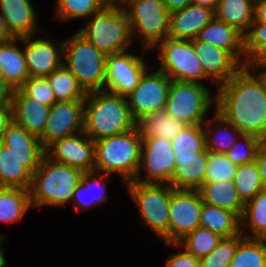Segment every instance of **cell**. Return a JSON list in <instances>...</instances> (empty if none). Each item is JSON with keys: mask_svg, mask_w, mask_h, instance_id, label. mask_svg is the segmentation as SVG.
Wrapping results in <instances>:
<instances>
[{"mask_svg": "<svg viewBox=\"0 0 266 267\" xmlns=\"http://www.w3.org/2000/svg\"><path fill=\"white\" fill-rule=\"evenodd\" d=\"M217 88L215 110L242 134L266 142V92L250 68L242 66Z\"/></svg>", "mask_w": 266, "mask_h": 267, "instance_id": "1", "label": "cell"}, {"mask_svg": "<svg viewBox=\"0 0 266 267\" xmlns=\"http://www.w3.org/2000/svg\"><path fill=\"white\" fill-rule=\"evenodd\" d=\"M126 97L105 90L88 92L84 100V133L93 141L134 129Z\"/></svg>", "mask_w": 266, "mask_h": 267, "instance_id": "2", "label": "cell"}, {"mask_svg": "<svg viewBox=\"0 0 266 267\" xmlns=\"http://www.w3.org/2000/svg\"><path fill=\"white\" fill-rule=\"evenodd\" d=\"M83 173L80 169L56 162L45 154L40 166L32 174L29 189L31 206L37 208L67 204L72 200Z\"/></svg>", "mask_w": 266, "mask_h": 267, "instance_id": "3", "label": "cell"}, {"mask_svg": "<svg viewBox=\"0 0 266 267\" xmlns=\"http://www.w3.org/2000/svg\"><path fill=\"white\" fill-rule=\"evenodd\" d=\"M92 16L77 33L105 55L127 51L133 35L122 5L107 3Z\"/></svg>", "mask_w": 266, "mask_h": 267, "instance_id": "4", "label": "cell"}, {"mask_svg": "<svg viewBox=\"0 0 266 267\" xmlns=\"http://www.w3.org/2000/svg\"><path fill=\"white\" fill-rule=\"evenodd\" d=\"M95 172L121 175L124 183L134 181L140 164L142 135L138 126L111 137L94 141Z\"/></svg>", "mask_w": 266, "mask_h": 267, "instance_id": "5", "label": "cell"}, {"mask_svg": "<svg viewBox=\"0 0 266 267\" xmlns=\"http://www.w3.org/2000/svg\"><path fill=\"white\" fill-rule=\"evenodd\" d=\"M63 60L87 93L104 90L106 55L77 32L63 41Z\"/></svg>", "mask_w": 266, "mask_h": 267, "instance_id": "6", "label": "cell"}, {"mask_svg": "<svg viewBox=\"0 0 266 267\" xmlns=\"http://www.w3.org/2000/svg\"><path fill=\"white\" fill-rule=\"evenodd\" d=\"M131 198L140 210L141 219L154 233L168 243L169 202L175 190L170 184L125 183Z\"/></svg>", "mask_w": 266, "mask_h": 267, "instance_id": "7", "label": "cell"}, {"mask_svg": "<svg viewBox=\"0 0 266 267\" xmlns=\"http://www.w3.org/2000/svg\"><path fill=\"white\" fill-rule=\"evenodd\" d=\"M121 5L128 15L133 37L140 33L144 49L152 50L168 37L170 12L163 0H125Z\"/></svg>", "mask_w": 266, "mask_h": 267, "instance_id": "8", "label": "cell"}, {"mask_svg": "<svg viewBox=\"0 0 266 267\" xmlns=\"http://www.w3.org/2000/svg\"><path fill=\"white\" fill-rule=\"evenodd\" d=\"M211 94L202 83L171 80L165 110L184 125H202L215 102Z\"/></svg>", "mask_w": 266, "mask_h": 267, "instance_id": "9", "label": "cell"}, {"mask_svg": "<svg viewBox=\"0 0 266 267\" xmlns=\"http://www.w3.org/2000/svg\"><path fill=\"white\" fill-rule=\"evenodd\" d=\"M156 46L161 61L158 69L171 80L200 83V80L209 78L195 53L192 40L167 37Z\"/></svg>", "mask_w": 266, "mask_h": 267, "instance_id": "10", "label": "cell"}, {"mask_svg": "<svg viewBox=\"0 0 266 267\" xmlns=\"http://www.w3.org/2000/svg\"><path fill=\"white\" fill-rule=\"evenodd\" d=\"M175 163V155L170 140L158 137H142L140 164L134 181L170 184ZM142 168L146 170V179L141 177Z\"/></svg>", "mask_w": 266, "mask_h": 267, "instance_id": "11", "label": "cell"}, {"mask_svg": "<svg viewBox=\"0 0 266 267\" xmlns=\"http://www.w3.org/2000/svg\"><path fill=\"white\" fill-rule=\"evenodd\" d=\"M171 78L159 69L142 75L139 84L126 96L130 113L138 122L149 113L165 109Z\"/></svg>", "mask_w": 266, "mask_h": 267, "instance_id": "12", "label": "cell"}, {"mask_svg": "<svg viewBox=\"0 0 266 267\" xmlns=\"http://www.w3.org/2000/svg\"><path fill=\"white\" fill-rule=\"evenodd\" d=\"M202 198L198 190H177L169 202L168 243H178L200 225Z\"/></svg>", "mask_w": 266, "mask_h": 267, "instance_id": "13", "label": "cell"}, {"mask_svg": "<svg viewBox=\"0 0 266 267\" xmlns=\"http://www.w3.org/2000/svg\"><path fill=\"white\" fill-rule=\"evenodd\" d=\"M145 61L126 51L106 55V76L104 90L119 96H128L147 70Z\"/></svg>", "mask_w": 266, "mask_h": 267, "instance_id": "14", "label": "cell"}, {"mask_svg": "<svg viewBox=\"0 0 266 267\" xmlns=\"http://www.w3.org/2000/svg\"><path fill=\"white\" fill-rule=\"evenodd\" d=\"M84 131V100L56 101L50 106L44 134L40 137L46 149L54 141Z\"/></svg>", "mask_w": 266, "mask_h": 267, "instance_id": "15", "label": "cell"}, {"mask_svg": "<svg viewBox=\"0 0 266 267\" xmlns=\"http://www.w3.org/2000/svg\"><path fill=\"white\" fill-rule=\"evenodd\" d=\"M45 152L52 160L80 169L84 173L95 169L94 141L84 131L54 141Z\"/></svg>", "mask_w": 266, "mask_h": 267, "instance_id": "16", "label": "cell"}, {"mask_svg": "<svg viewBox=\"0 0 266 267\" xmlns=\"http://www.w3.org/2000/svg\"><path fill=\"white\" fill-rule=\"evenodd\" d=\"M31 36L18 38V42L27 43L23 49L30 77H47L63 64V41L53 43L48 39H32Z\"/></svg>", "mask_w": 266, "mask_h": 267, "instance_id": "17", "label": "cell"}, {"mask_svg": "<svg viewBox=\"0 0 266 267\" xmlns=\"http://www.w3.org/2000/svg\"><path fill=\"white\" fill-rule=\"evenodd\" d=\"M0 142L8 147L23 162V166L33 174L46 154L40 138L27 132L12 121L3 132Z\"/></svg>", "mask_w": 266, "mask_h": 267, "instance_id": "18", "label": "cell"}, {"mask_svg": "<svg viewBox=\"0 0 266 267\" xmlns=\"http://www.w3.org/2000/svg\"><path fill=\"white\" fill-rule=\"evenodd\" d=\"M192 44L210 83L227 82L243 65L229 52L197 38Z\"/></svg>", "mask_w": 266, "mask_h": 267, "instance_id": "19", "label": "cell"}, {"mask_svg": "<svg viewBox=\"0 0 266 267\" xmlns=\"http://www.w3.org/2000/svg\"><path fill=\"white\" fill-rule=\"evenodd\" d=\"M215 18L214 10L190 4L170 13L168 37L181 40L196 39L199 32Z\"/></svg>", "mask_w": 266, "mask_h": 267, "instance_id": "20", "label": "cell"}, {"mask_svg": "<svg viewBox=\"0 0 266 267\" xmlns=\"http://www.w3.org/2000/svg\"><path fill=\"white\" fill-rule=\"evenodd\" d=\"M50 106L27 96L21 89L14 91L12 119L27 132L41 137L45 132Z\"/></svg>", "mask_w": 266, "mask_h": 267, "instance_id": "21", "label": "cell"}, {"mask_svg": "<svg viewBox=\"0 0 266 267\" xmlns=\"http://www.w3.org/2000/svg\"><path fill=\"white\" fill-rule=\"evenodd\" d=\"M0 15L14 38L33 36L37 13L29 0H0Z\"/></svg>", "mask_w": 266, "mask_h": 267, "instance_id": "22", "label": "cell"}, {"mask_svg": "<svg viewBox=\"0 0 266 267\" xmlns=\"http://www.w3.org/2000/svg\"><path fill=\"white\" fill-rule=\"evenodd\" d=\"M196 38L229 51L243 66L248 63L244 56V35L223 21L214 18L199 32Z\"/></svg>", "mask_w": 266, "mask_h": 267, "instance_id": "23", "label": "cell"}, {"mask_svg": "<svg viewBox=\"0 0 266 267\" xmlns=\"http://www.w3.org/2000/svg\"><path fill=\"white\" fill-rule=\"evenodd\" d=\"M175 160L170 185L177 190H198L204 183L208 151L195 156L175 157Z\"/></svg>", "mask_w": 266, "mask_h": 267, "instance_id": "24", "label": "cell"}, {"mask_svg": "<svg viewBox=\"0 0 266 267\" xmlns=\"http://www.w3.org/2000/svg\"><path fill=\"white\" fill-rule=\"evenodd\" d=\"M18 38L0 43V73L15 90L30 77L23 50L17 47Z\"/></svg>", "mask_w": 266, "mask_h": 267, "instance_id": "25", "label": "cell"}, {"mask_svg": "<svg viewBox=\"0 0 266 267\" xmlns=\"http://www.w3.org/2000/svg\"><path fill=\"white\" fill-rule=\"evenodd\" d=\"M202 202L234 212L239 218L244 210V202L234 187L233 180L203 183L198 189Z\"/></svg>", "mask_w": 266, "mask_h": 267, "instance_id": "26", "label": "cell"}, {"mask_svg": "<svg viewBox=\"0 0 266 267\" xmlns=\"http://www.w3.org/2000/svg\"><path fill=\"white\" fill-rule=\"evenodd\" d=\"M214 112L212 119L209 118L202 124L203 126L206 125L204 128L206 150L226 154L243 134L216 110ZM218 129L219 132H217Z\"/></svg>", "mask_w": 266, "mask_h": 267, "instance_id": "27", "label": "cell"}, {"mask_svg": "<svg viewBox=\"0 0 266 267\" xmlns=\"http://www.w3.org/2000/svg\"><path fill=\"white\" fill-rule=\"evenodd\" d=\"M255 0H219L215 18L245 35L254 21Z\"/></svg>", "mask_w": 266, "mask_h": 267, "instance_id": "28", "label": "cell"}, {"mask_svg": "<svg viewBox=\"0 0 266 267\" xmlns=\"http://www.w3.org/2000/svg\"><path fill=\"white\" fill-rule=\"evenodd\" d=\"M199 227L209 229L222 238L241 233L240 218L226 209L202 202Z\"/></svg>", "mask_w": 266, "mask_h": 267, "instance_id": "29", "label": "cell"}, {"mask_svg": "<svg viewBox=\"0 0 266 267\" xmlns=\"http://www.w3.org/2000/svg\"><path fill=\"white\" fill-rule=\"evenodd\" d=\"M32 174L15 154L0 142V187L30 189Z\"/></svg>", "mask_w": 266, "mask_h": 267, "instance_id": "30", "label": "cell"}, {"mask_svg": "<svg viewBox=\"0 0 266 267\" xmlns=\"http://www.w3.org/2000/svg\"><path fill=\"white\" fill-rule=\"evenodd\" d=\"M142 137L172 140L186 126L165 109L149 113L137 122Z\"/></svg>", "mask_w": 266, "mask_h": 267, "instance_id": "31", "label": "cell"}, {"mask_svg": "<svg viewBox=\"0 0 266 267\" xmlns=\"http://www.w3.org/2000/svg\"><path fill=\"white\" fill-rule=\"evenodd\" d=\"M99 174H100V178L98 177ZM94 175L97 177H95ZM105 176H106V174H104V173L101 174V173H98L95 171L83 173V175L81 177V181L76 186L75 191L73 193V198H72V200L74 201V203H73L74 207L73 208H76V209L82 208V210H87L90 207H94L96 205H99V204L105 202L107 200V197L105 196L106 190H107V184H106V182H104L105 180L103 179ZM99 187H100V189H98V190H100V191H97L96 188H99ZM95 189L97 192H95ZM91 192H92V194H91ZM86 193H87V198H89V197L91 198L90 200L87 199L86 197H84L86 195ZM88 194L90 196H88Z\"/></svg>", "mask_w": 266, "mask_h": 267, "instance_id": "32", "label": "cell"}, {"mask_svg": "<svg viewBox=\"0 0 266 267\" xmlns=\"http://www.w3.org/2000/svg\"><path fill=\"white\" fill-rule=\"evenodd\" d=\"M30 207L32 208L28 189L0 187V221H18Z\"/></svg>", "mask_w": 266, "mask_h": 267, "instance_id": "33", "label": "cell"}, {"mask_svg": "<svg viewBox=\"0 0 266 267\" xmlns=\"http://www.w3.org/2000/svg\"><path fill=\"white\" fill-rule=\"evenodd\" d=\"M245 225L254 233L253 236L246 234L242 228L244 237L266 239V191L257 193L251 200L244 204V210L240 217V226ZM243 229V230H242Z\"/></svg>", "mask_w": 266, "mask_h": 267, "instance_id": "34", "label": "cell"}, {"mask_svg": "<svg viewBox=\"0 0 266 267\" xmlns=\"http://www.w3.org/2000/svg\"><path fill=\"white\" fill-rule=\"evenodd\" d=\"M46 78L53 89L56 101L85 100L87 92L64 64L52 71Z\"/></svg>", "mask_w": 266, "mask_h": 267, "instance_id": "35", "label": "cell"}, {"mask_svg": "<svg viewBox=\"0 0 266 267\" xmlns=\"http://www.w3.org/2000/svg\"><path fill=\"white\" fill-rule=\"evenodd\" d=\"M229 267H266V239L243 237Z\"/></svg>", "mask_w": 266, "mask_h": 267, "instance_id": "36", "label": "cell"}, {"mask_svg": "<svg viewBox=\"0 0 266 267\" xmlns=\"http://www.w3.org/2000/svg\"><path fill=\"white\" fill-rule=\"evenodd\" d=\"M175 157L195 156L206 150L203 125H186L172 140Z\"/></svg>", "mask_w": 266, "mask_h": 267, "instance_id": "37", "label": "cell"}, {"mask_svg": "<svg viewBox=\"0 0 266 267\" xmlns=\"http://www.w3.org/2000/svg\"><path fill=\"white\" fill-rule=\"evenodd\" d=\"M222 239L219 235L211 232L209 229L197 227L193 232L187 234L178 243H167V246H175L186 250L195 257L201 259L208 255Z\"/></svg>", "mask_w": 266, "mask_h": 267, "instance_id": "38", "label": "cell"}, {"mask_svg": "<svg viewBox=\"0 0 266 267\" xmlns=\"http://www.w3.org/2000/svg\"><path fill=\"white\" fill-rule=\"evenodd\" d=\"M233 183L239 197L244 203L251 200L260 191L264 190V185L256 161L238 165Z\"/></svg>", "mask_w": 266, "mask_h": 267, "instance_id": "39", "label": "cell"}, {"mask_svg": "<svg viewBox=\"0 0 266 267\" xmlns=\"http://www.w3.org/2000/svg\"><path fill=\"white\" fill-rule=\"evenodd\" d=\"M107 3L106 0H57L56 16L61 21L89 18Z\"/></svg>", "mask_w": 266, "mask_h": 267, "instance_id": "40", "label": "cell"}, {"mask_svg": "<svg viewBox=\"0 0 266 267\" xmlns=\"http://www.w3.org/2000/svg\"><path fill=\"white\" fill-rule=\"evenodd\" d=\"M243 237L244 235L240 233L231 237L222 238L208 255L200 259V267H229L237 245Z\"/></svg>", "mask_w": 266, "mask_h": 267, "instance_id": "41", "label": "cell"}, {"mask_svg": "<svg viewBox=\"0 0 266 267\" xmlns=\"http://www.w3.org/2000/svg\"><path fill=\"white\" fill-rule=\"evenodd\" d=\"M236 169L237 165L232 163L226 154L208 151L204 183L233 180Z\"/></svg>", "mask_w": 266, "mask_h": 267, "instance_id": "42", "label": "cell"}, {"mask_svg": "<svg viewBox=\"0 0 266 267\" xmlns=\"http://www.w3.org/2000/svg\"><path fill=\"white\" fill-rule=\"evenodd\" d=\"M242 141H244L243 147ZM241 142V144H240ZM264 144L259 137L243 134L226 153L228 159L235 165H242L256 160L259 148Z\"/></svg>", "mask_w": 266, "mask_h": 267, "instance_id": "43", "label": "cell"}, {"mask_svg": "<svg viewBox=\"0 0 266 267\" xmlns=\"http://www.w3.org/2000/svg\"><path fill=\"white\" fill-rule=\"evenodd\" d=\"M20 89L41 104L51 106L56 102L53 89L46 77H29Z\"/></svg>", "mask_w": 266, "mask_h": 267, "instance_id": "44", "label": "cell"}, {"mask_svg": "<svg viewBox=\"0 0 266 267\" xmlns=\"http://www.w3.org/2000/svg\"><path fill=\"white\" fill-rule=\"evenodd\" d=\"M266 46V24L253 21L249 31L244 35V51L250 61Z\"/></svg>", "mask_w": 266, "mask_h": 267, "instance_id": "45", "label": "cell"}, {"mask_svg": "<svg viewBox=\"0 0 266 267\" xmlns=\"http://www.w3.org/2000/svg\"><path fill=\"white\" fill-rule=\"evenodd\" d=\"M165 264V267H200V259L185 250L169 255Z\"/></svg>", "mask_w": 266, "mask_h": 267, "instance_id": "46", "label": "cell"}, {"mask_svg": "<svg viewBox=\"0 0 266 267\" xmlns=\"http://www.w3.org/2000/svg\"><path fill=\"white\" fill-rule=\"evenodd\" d=\"M14 91L0 73V106H12Z\"/></svg>", "mask_w": 266, "mask_h": 267, "instance_id": "47", "label": "cell"}, {"mask_svg": "<svg viewBox=\"0 0 266 267\" xmlns=\"http://www.w3.org/2000/svg\"><path fill=\"white\" fill-rule=\"evenodd\" d=\"M257 168L260 173L263 185L266 184V142L259 148L256 155Z\"/></svg>", "mask_w": 266, "mask_h": 267, "instance_id": "48", "label": "cell"}, {"mask_svg": "<svg viewBox=\"0 0 266 267\" xmlns=\"http://www.w3.org/2000/svg\"><path fill=\"white\" fill-rule=\"evenodd\" d=\"M12 121V106H0V138Z\"/></svg>", "mask_w": 266, "mask_h": 267, "instance_id": "49", "label": "cell"}, {"mask_svg": "<svg viewBox=\"0 0 266 267\" xmlns=\"http://www.w3.org/2000/svg\"><path fill=\"white\" fill-rule=\"evenodd\" d=\"M254 20L266 24V0H255Z\"/></svg>", "mask_w": 266, "mask_h": 267, "instance_id": "50", "label": "cell"}, {"mask_svg": "<svg viewBox=\"0 0 266 267\" xmlns=\"http://www.w3.org/2000/svg\"><path fill=\"white\" fill-rule=\"evenodd\" d=\"M166 8L170 13L175 12L177 10L184 9L188 5L193 3V0H163Z\"/></svg>", "mask_w": 266, "mask_h": 267, "instance_id": "51", "label": "cell"}, {"mask_svg": "<svg viewBox=\"0 0 266 267\" xmlns=\"http://www.w3.org/2000/svg\"><path fill=\"white\" fill-rule=\"evenodd\" d=\"M246 66L266 68V46L260 50L250 61H248Z\"/></svg>", "mask_w": 266, "mask_h": 267, "instance_id": "52", "label": "cell"}, {"mask_svg": "<svg viewBox=\"0 0 266 267\" xmlns=\"http://www.w3.org/2000/svg\"><path fill=\"white\" fill-rule=\"evenodd\" d=\"M14 37L8 31L3 18L0 15V43L12 40Z\"/></svg>", "mask_w": 266, "mask_h": 267, "instance_id": "53", "label": "cell"}, {"mask_svg": "<svg viewBox=\"0 0 266 267\" xmlns=\"http://www.w3.org/2000/svg\"><path fill=\"white\" fill-rule=\"evenodd\" d=\"M248 68H251L252 70L254 69L255 71L257 69H263L262 71L260 72H255L254 70L252 72H254V74L259 78L260 82L262 83V86L264 88V91L266 92V68L265 67H248Z\"/></svg>", "mask_w": 266, "mask_h": 267, "instance_id": "54", "label": "cell"}, {"mask_svg": "<svg viewBox=\"0 0 266 267\" xmlns=\"http://www.w3.org/2000/svg\"><path fill=\"white\" fill-rule=\"evenodd\" d=\"M219 0H193V4L201 5L203 7L210 8L215 11Z\"/></svg>", "mask_w": 266, "mask_h": 267, "instance_id": "55", "label": "cell"}, {"mask_svg": "<svg viewBox=\"0 0 266 267\" xmlns=\"http://www.w3.org/2000/svg\"><path fill=\"white\" fill-rule=\"evenodd\" d=\"M4 239H6V235L4 236V235L0 234V267L8 266V265H6V257L4 256V252L2 249Z\"/></svg>", "mask_w": 266, "mask_h": 267, "instance_id": "56", "label": "cell"}, {"mask_svg": "<svg viewBox=\"0 0 266 267\" xmlns=\"http://www.w3.org/2000/svg\"><path fill=\"white\" fill-rule=\"evenodd\" d=\"M108 3H120L122 4L125 0H106Z\"/></svg>", "mask_w": 266, "mask_h": 267, "instance_id": "57", "label": "cell"}]
</instances>
